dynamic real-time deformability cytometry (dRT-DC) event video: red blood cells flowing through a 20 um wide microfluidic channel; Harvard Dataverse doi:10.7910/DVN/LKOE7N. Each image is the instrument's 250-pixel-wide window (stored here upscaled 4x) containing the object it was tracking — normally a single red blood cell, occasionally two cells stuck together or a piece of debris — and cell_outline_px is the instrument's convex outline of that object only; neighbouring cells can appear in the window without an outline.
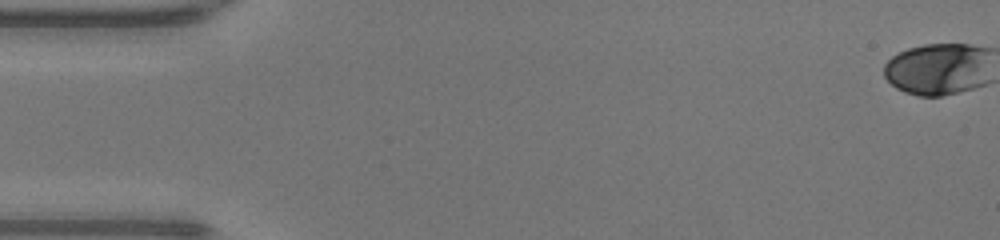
{"species": "human", "species_latin": "Homo sapiens", "temperature_condition": "warm", "stored_images_in_passage": 49, "camera_frame_rate_fps": 3000, "um_per_image_px": 0.085, "donor": {"sex": "male"}, "frame": {"image": 1, "passage_image": 1, "time_ms": 0.0, "image_size_px": [1000, 240], "cell_outline_px": [[976, 48], [952, 92], [936, 96], [924, 96], [908, 92], [900, 88], [888, 80], [884, 72], [884, 68], [900, 52], [912, 48], [932, 44], [964, 44]], "centroid_in_image_um": [79.0, 5.82], "position_along_channel_um": 6.0, "area_um2": 24.8}}
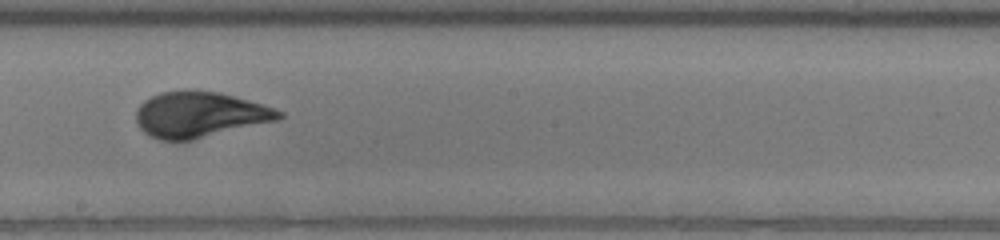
{"frame": {"image": 2, "passage_image": 28, "time_ms": 9.0, "image_size_px": [1000, 240], "cell_outline_px": [[280, 116], [180, 140], [172, 140], [156, 136], [148, 132], [140, 124], [140, 108], [148, 100], [156, 96], [172, 92], [204, 92], [224, 96], [256, 104], [280, 112]], "centroid_in_image_um": [16.83, 9.72], "position_along_channel_um": 231.4, "area_um2": 32.43}}
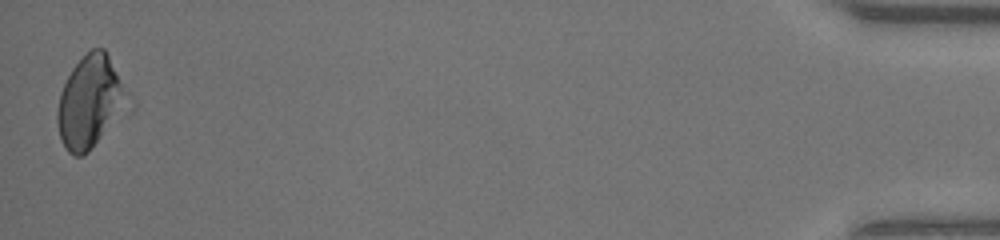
{"frame": {"image": 3, "passage_image": 49, "time_ms": 16.0, "image_size_px": [1000, 240], "cell_outline_px": [[116, 80], [96, 136], [92, 144], [84, 152], [72, 152], [64, 144], [60, 136], [60, 96], [76, 64], [88, 52], [100, 48], [104, 52], [116, 76]], "centroid_in_image_um": [7.28, 8.54], "position_along_channel_um": 427.9, "area_um2": 28.38}, "authors_computed_cell_mechanics": {"area_um2": 30.5762, "velocity_mm_per_s": 4.2886, "shape_relaxation_time_tau1_ms": 4.6206, "shape_relaxation_time_tau2_ms": null, "deformation_change_tau1": 0.2141, "deformation_change_tau2": null}}